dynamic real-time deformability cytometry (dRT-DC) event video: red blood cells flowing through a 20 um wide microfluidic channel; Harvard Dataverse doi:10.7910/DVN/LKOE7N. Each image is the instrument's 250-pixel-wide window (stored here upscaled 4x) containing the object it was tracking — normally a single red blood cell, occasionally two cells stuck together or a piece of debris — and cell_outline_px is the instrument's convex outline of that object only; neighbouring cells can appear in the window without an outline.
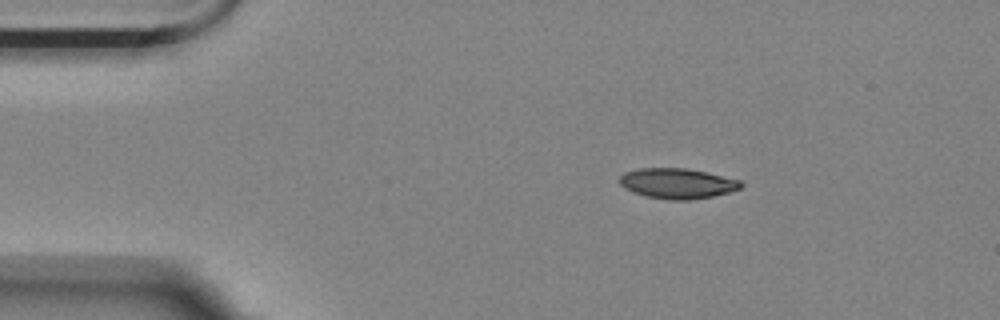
{"species": "Egyptian fruit bat (a non-hibernating species)", "species_latin": "Rousettus aegyptiacus", "temperature_condition": "room temperature", "stored_images_in_passage": 48, "camera_frame_rate_fps": 3000, "um_per_image_px": 0.085, "animal": {"sex": "female"}, "frame": {"image": 1, "passage_image": 1, "time_ms": 0.0, "image_size_px": [1000, 320], "cell_outline_px": [[744, 184], [740, 188], [728, 192], [712, 196], [688, 200], [668, 200], [644, 196], [632, 192], [624, 188], [620, 184], [620, 176], [624, 172], [640, 168], [684, 168], [704, 172], [740, 180]], "centroid_in_image_um": [57.53, 15.6], "position_along_channel_um": 27.5, "area_um2": 21.33}}
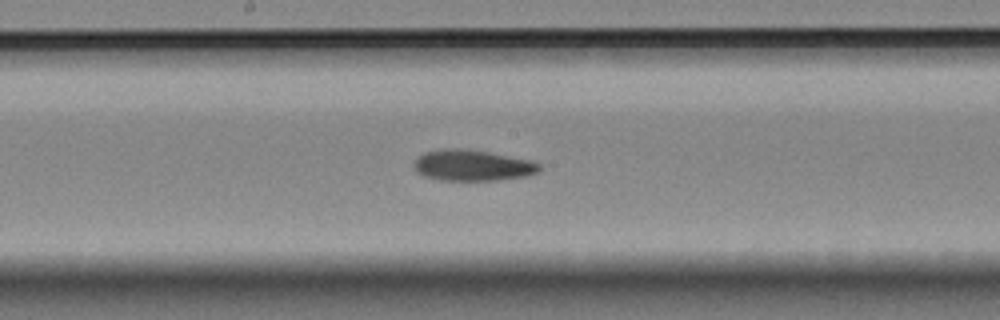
{"frame": {"image": 2, "passage_image": 21, "time_ms": 6.667, "image_size_px": [1000, 320], "cell_outline_px": [[540, 172], [528, 176], [496, 180], [440, 180], [424, 176], [416, 172], [412, 168], [412, 164], [424, 152], [444, 148], [456, 148], [488, 152], [532, 160], [540, 164]], "centroid_in_image_um": [40.15, 14.06], "position_along_channel_um": 208.0, "area_um2": 22.77}}
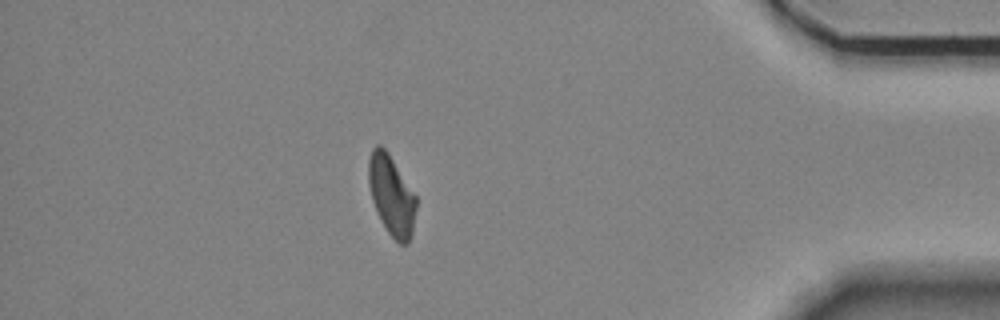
{"frame": {"image": 3, "passage_image": 41, "time_ms": 13.333, "image_size_px": [1000, 320], "cell_outline_px": [[416, 208], [412, 236], [408, 244], [400, 244], [388, 232], [372, 200], [368, 184], [368, 160], [372, 148], [376, 144], [380, 144], [388, 152], [416, 196]], "centroid_in_image_um": [33.27, 16.58], "position_along_channel_um": 401.9, "area_um2": 22.02}, "authors_computed_cell_mechanics": {"area_um2": 22.5709, "velocity_mm_per_s": 3.5301, "shape_relaxation_time_tau1_ms": 7.4055, "shape_relaxation_time_tau2_ms": 5.3541, "deformation_change_tau1": 0.163, "deformation_change_tau2": 0.1199}}